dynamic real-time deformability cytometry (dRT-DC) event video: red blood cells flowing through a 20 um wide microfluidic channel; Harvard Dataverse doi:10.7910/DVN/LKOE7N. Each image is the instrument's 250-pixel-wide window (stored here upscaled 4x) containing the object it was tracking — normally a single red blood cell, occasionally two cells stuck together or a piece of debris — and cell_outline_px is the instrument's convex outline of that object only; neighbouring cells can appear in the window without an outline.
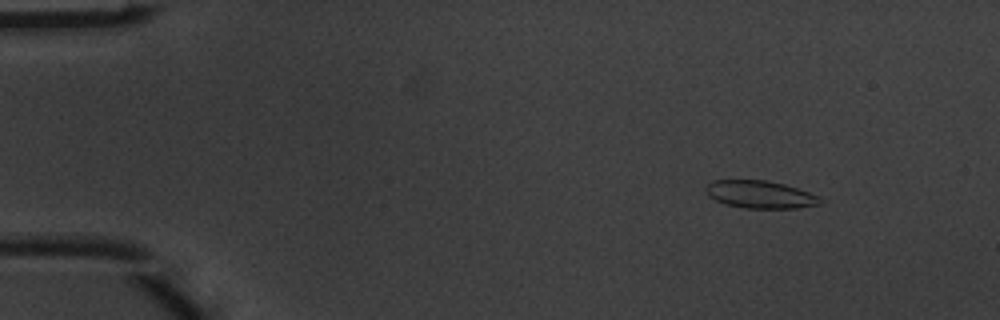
{"species": "common noctule bat (a hibernating species)", "species_latin": "Nyctalus noctula", "temperature_condition": "warm", "stored_images_in_passage": 5, "camera_frame_rate_fps": 3000, "um_per_image_px": 0.085, "animal": {"sex": "male", "body_mass_g": 20.1, "forearm_length_mm": 53.5}, "frame": {"image": 1, "passage_image": 1, "time_ms": 0.0, "image_size_px": [1000, 320], "cell_outline_px": [[824, 200], [820, 204], [796, 208], [744, 208], [724, 204], [708, 196], [704, 188], [712, 180], [764, 180], [784, 184], [820, 196]], "centroid_in_image_um": [64.6, 16.53], "position_along_channel_um": 20.4, "area_um2": 18.44}}
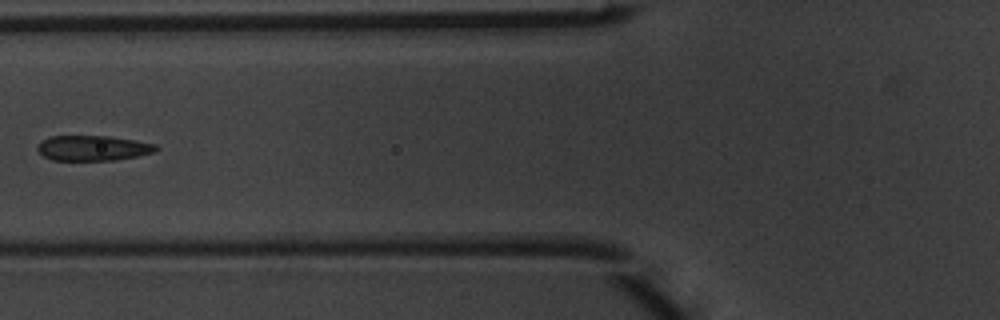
{"frame": {"image": 2, "passage_image": 5, "time_ms": 1.333, "image_size_px": [1000, 320], "cell_outline_px": [[160, 148], [156, 152], [116, 160], [52, 160], [44, 156], [36, 148], [36, 144], [52, 136], [108, 136], [156, 144]], "centroid_in_image_um": [7.91, 12.59], "position_along_channel_um": 117.9, "area_um2": 17.34}}